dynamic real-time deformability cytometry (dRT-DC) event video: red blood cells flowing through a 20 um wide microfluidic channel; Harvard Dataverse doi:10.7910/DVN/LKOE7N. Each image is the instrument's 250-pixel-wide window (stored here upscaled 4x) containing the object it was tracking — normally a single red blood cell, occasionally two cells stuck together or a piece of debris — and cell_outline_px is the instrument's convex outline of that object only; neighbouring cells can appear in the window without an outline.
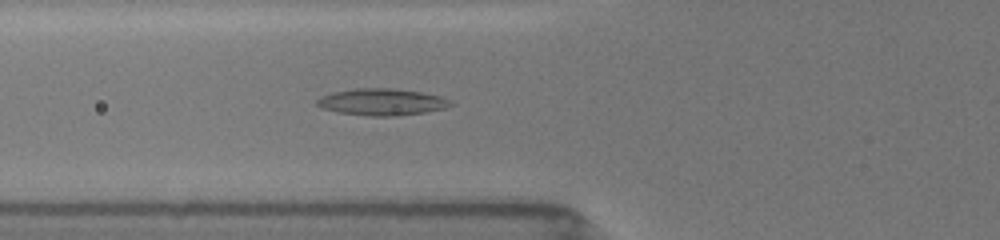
{"species": "common noctule bat (a hibernating species)", "species_latin": "Nyctalus noctula", "temperature_condition": "room temperature", "stored_images_in_passage": 56, "camera_frame_rate_fps": 3000, "um_per_image_px": 0.085, "animal": {"sex": "female", "body_mass_g": 19.5, "forearm_length_mm": 54.1}, "frame": {"image": 1, "passage_image": 14, "time_ms": 4.0, "image_size_px": [1000, 240], "cell_outline_px": [[456, 104], [444, 108], [424, 112], [400, 116], [368, 116], [340, 112], [324, 108], [316, 104], [316, 100], [332, 92], [356, 88], [396, 88], [424, 92], [440, 96]], "centroid_in_image_um": [32.51, 8.66], "position_along_channel_um": 93.3, "area_um2": 20.81}}
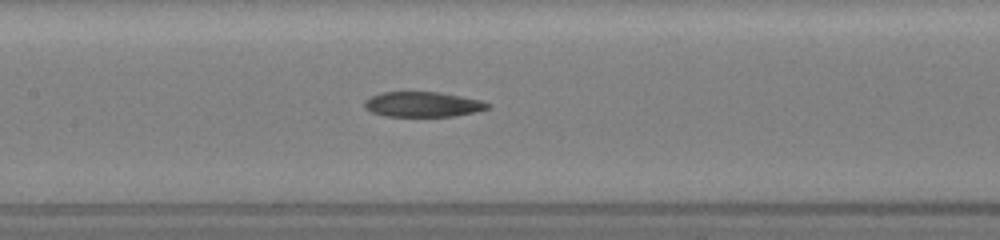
{"frame": {"image": 2, "passage_image": 21, "time_ms": 6.0, "image_size_px": [1000, 240], "cell_outline_px": [[492, 104], [488, 108], [476, 112], [456, 116], [384, 116], [372, 112], [364, 108], [364, 100], [380, 92], [440, 92], [480, 100]], "centroid_in_image_um": [35.93, 8.87], "position_along_channel_um": 171.5, "area_um2": 18.09}}
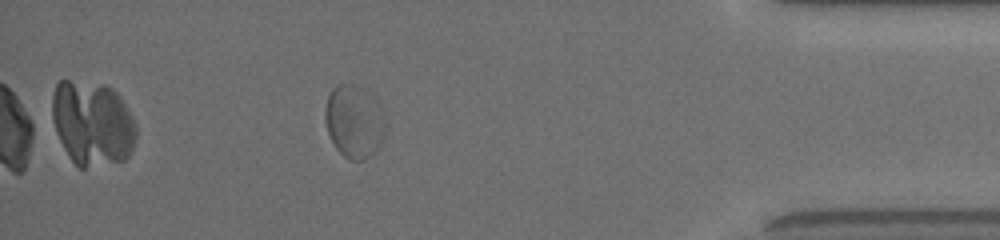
{"frame": {"image": 3, "passage_image": 47, "time_ms": 13.0, "image_size_px": [1000, 240], "cell_outline_px": [[388, 124], [384, 136], [380, 144], [364, 160], [352, 160], [344, 156], [336, 148], [328, 132], [324, 120], [324, 112], [328, 92], [336, 84], [352, 84], [364, 88], [380, 104]], "centroid_in_image_um": [30.11, 10.28], "position_along_channel_um": 405.1, "area_um2": 26.01}, "authors_computed_cell_mechanics": {"area_um2": 20.2878, "velocity_mm_per_s": 3.8768, "shape_relaxation_time_tau1_ms": null, "shape_relaxation_time_tau2_ms": 2.6932, "deformation_change_tau1": null, "deformation_change_tau2": 0.0814}}